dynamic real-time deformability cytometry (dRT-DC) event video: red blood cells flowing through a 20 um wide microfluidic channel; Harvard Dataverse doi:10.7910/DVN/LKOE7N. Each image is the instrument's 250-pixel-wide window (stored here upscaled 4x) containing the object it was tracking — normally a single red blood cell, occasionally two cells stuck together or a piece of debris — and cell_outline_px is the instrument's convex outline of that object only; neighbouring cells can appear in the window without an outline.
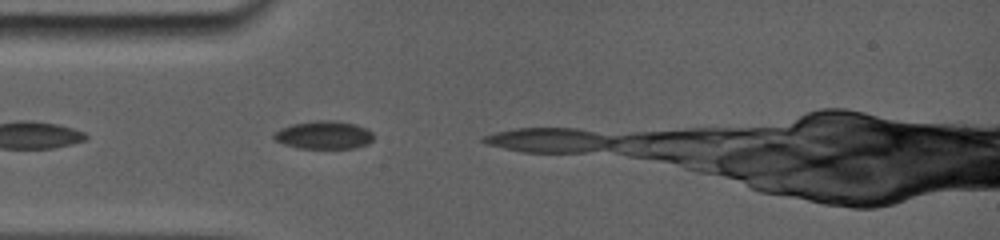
{"species": "common noctule bat (a hibernating species)", "species_latin": "Nyctalus noctula", "temperature_condition": "room temperature", "stored_images_in_passage": 2, "camera_frame_rate_fps": 5000, "um_per_image_px": 0.085, "animal": {"sex": "female", "body_mass_g": 19.0, "forearm_length_mm": 56.7}, "frame": {"image": 1, "passage_image": 1, "time_ms": 0.0, "image_size_px": [1000, 240], "cell_outline_px": [[372, 140], [364, 144], [352, 148], [304, 148], [288, 144], [276, 140], [272, 136], [276, 132], [284, 128], [296, 124], [316, 120], [324, 120], [352, 124], [364, 128], [372, 136]], "centroid_in_image_um": [27.51, 11.48], "position_along_channel_um": 57.5, "area_um2": 15.26}}